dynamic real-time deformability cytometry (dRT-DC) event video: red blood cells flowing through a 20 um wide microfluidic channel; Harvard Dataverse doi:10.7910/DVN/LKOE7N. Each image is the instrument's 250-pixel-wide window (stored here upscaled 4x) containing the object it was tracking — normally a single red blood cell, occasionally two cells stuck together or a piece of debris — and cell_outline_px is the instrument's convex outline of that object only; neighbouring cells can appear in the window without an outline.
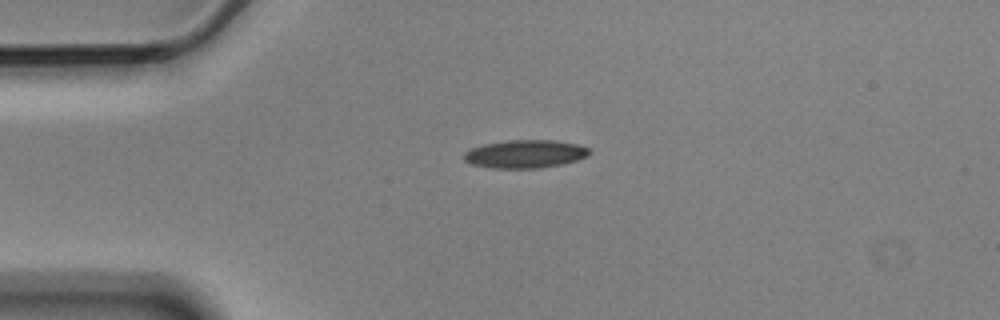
{"species": "Egyptian fruit bat (a non-hibernating species)", "species_latin": "Rousettus aegyptiacus", "temperature_condition": "cold", "stored_images_in_passage": 3, "camera_frame_rate_fps": 3000, "um_per_image_px": 0.085, "animal": {"sex": "male"}, "frame": {"image": 1, "passage_image": 1, "time_ms": 0.0, "image_size_px": [1000, 320], "cell_outline_px": [[592, 152], [588, 156], [576, 160], [560, 164], [536, 168], [492, 168], [472, 164], [464, 160], [464, 152], [472, 148], [484, 144], [508, 140], [552, 140], [576, 144], [588, 148]], "centroid_in_image_um": [44.63, 13.08], "position_along_channel_um": 40.4, "area_um2": 20.35}}
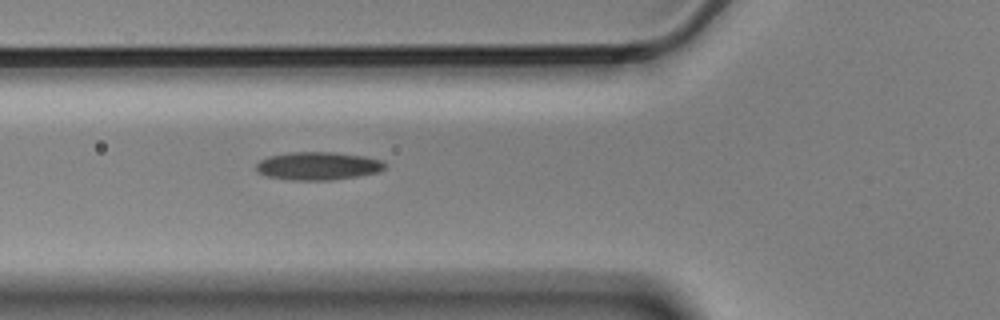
{"frame": {"image": 2, "passage_image": 3, "time_ms": 0.667, "image_size_px": [1000, 320], "cell_outline_px": [[388, 164], [380, 172], [332, 180], [292, 180], [268, 176], [256, 172], [256, 164], [260, 160], [268, 156], [288, 152], [332, 152], [364, 156], [384, 160]], "centroid_in_image_um": [27.05, 14.1], "position_along_channel_um": 98.8, "area_um2": 21.21}}